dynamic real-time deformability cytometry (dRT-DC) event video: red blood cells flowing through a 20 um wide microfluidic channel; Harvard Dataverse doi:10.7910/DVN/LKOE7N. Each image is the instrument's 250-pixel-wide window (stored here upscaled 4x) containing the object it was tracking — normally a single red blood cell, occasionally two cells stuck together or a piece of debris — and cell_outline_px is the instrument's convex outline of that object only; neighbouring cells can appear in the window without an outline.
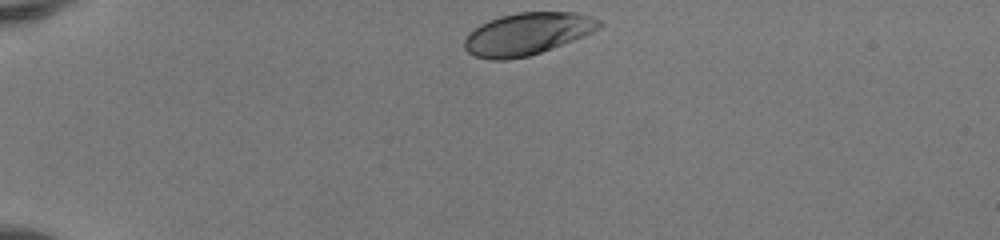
{"species": "human", "species_latin": "Homo sapiens", "temperature_condition": "room temperature", "stored_images_in_passage": 33, "camera_frame_rate_fps": 3000, "um_per_image_px": 0.085, "donor": {"sex": "female"}, "frame": {"image": 1, "passage_image": 1, "time_ms": 0.0, "image_size_px": [1000, 240], "cell_outline_px": [[604, 24], [600, 28], [592, 32], [552, 48], [528, 56], [504, 60], [492, 60], [476, 56], [468, 52], [464, 48], [464, 40], [468, 32], [480, 24], [488, 20], [500, 16], [516, 12], [576, 12], [592, 16], [600, 20]], "centroid_in_image_um": [44.81, 2.86], "position_along_channel_um": 40.2, "area_um2": 33.18}}
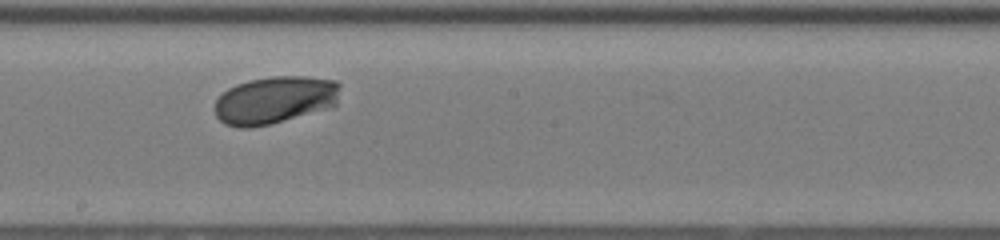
{"frame": {"image": 2, "passage_image": 19, "time_ms": 6.0, "image_size_px": [1000, 240], "cell_outline_px": [[340, 84], [336, 104], [332, 108], [272, 124], [248, 128], [240, 128], [224, 124], [216, 116], [216, 100], [228, 88], [236, 84], [248, 80], [272, 76], [304, 76], [336, 80]], "centroid_in_image_um": [23.38, 8.51], "position_along_channel_um": 224.8, "area_um2": 35.08}}
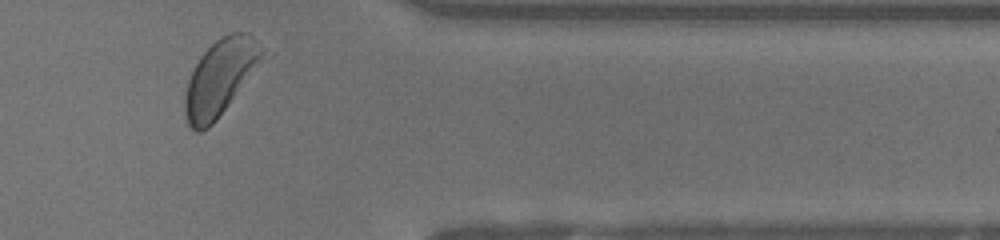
{"frame": {"image": 3, "passage_image": 32, "time_ms": 10.333, "image_size_px": [1000, 240], "cell_outline_px": [[272, 56], [216, 120], [208, 128], [200, 132], [196, 132], [188, 124], [184, 112], [184, 96], [188, 80], [200, 56], [216, 40], [232, 32], [248, 32], [272, 52]], "centroid_in_image_um": [18.87, 6.55], "position_along_channel_um": 392.5, "area_um2": 35.78}, "authors_computed_cell_mechanics": {"area_um2": 34.0442, "velocity_mm_per_s": 4.081, "shape_relaxation_time_tau1_ms": 1.8411, "shape_relaxation_time_tau2_ms": null, "deformation_change_tau1": 0.1368, "deformation_change_tau2": null}}